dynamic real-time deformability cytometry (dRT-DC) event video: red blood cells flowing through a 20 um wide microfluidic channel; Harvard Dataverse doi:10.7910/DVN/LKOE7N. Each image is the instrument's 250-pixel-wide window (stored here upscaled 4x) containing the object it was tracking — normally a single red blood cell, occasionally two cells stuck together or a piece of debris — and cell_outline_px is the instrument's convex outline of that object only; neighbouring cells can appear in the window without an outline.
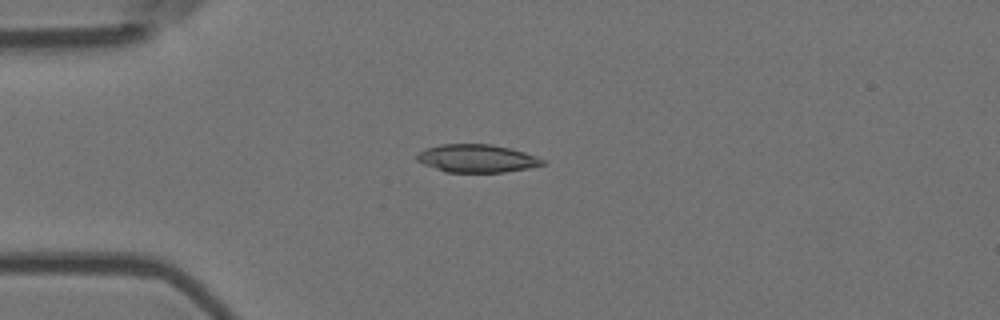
{"species": "Egyptian fruit bat (a non-hibernating species)", "species_latin": "Rousettus aegyptiacus", "temperature_condition": "room temperature", "stored_images_in_passage": 5, "camera_frame_rate_fps": 3000, "um_per_image_px": 0.085, "animal": {"sex": "female"}, "frame": {"image": 1, "passage_image": 2, "time_ms": 0.333, "image_size_px": [1000, 320], "cell_outline_px": [[548, 164], [528, 168], [504, 172], [444, 172], [424, 164], [416, 160], [416, 156], [424, 148], [440, 144], [492, 144], [512, 148], [536, 156], [544, 160]], "centroid_in_image_um": [40.54, 13.46], "position_along_channel_um": 44.5, "area_um2": 20.63}}
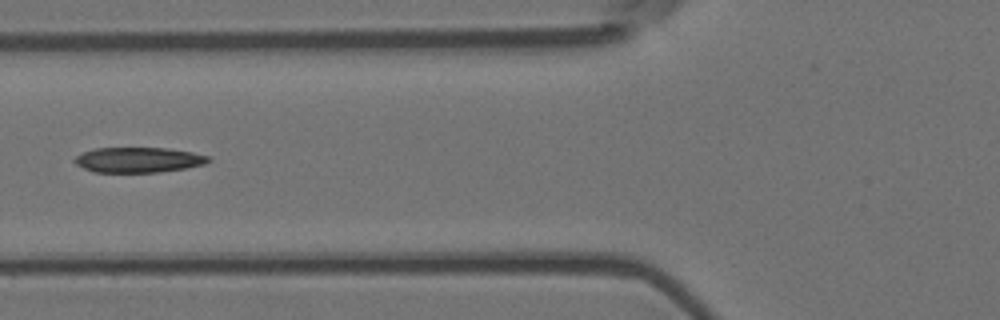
{"frame": {"image": 2, "passage_image": 4, "time_ms": 1.0, "image_size_px": [1000, 320], "cell_outline_px": [[212, 160], [204, 164], [184, 168], [160, 172], [92, 172], [76, 164], [72, 160], [76, 156], [84, 152], [96, 148], [168, 148], [192, 152], [212, 156]], "centroid_in_image_um": [11.79, 13.59], "position_along_channel_um": 114.0, "area_um2": 19.71}}
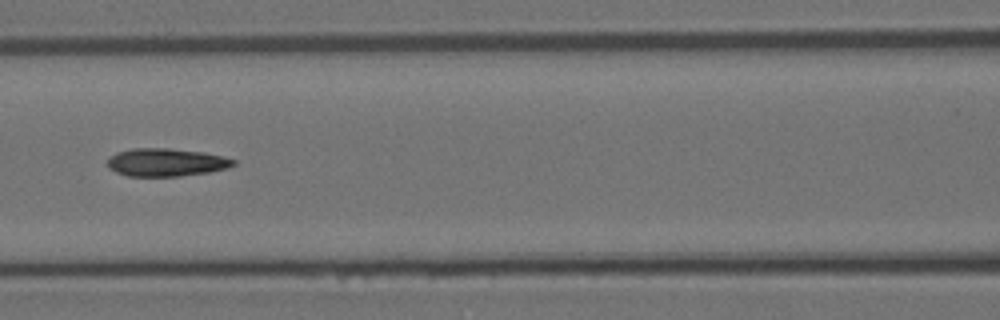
{"frame": {"image": 3, "passage_image": 5, "time_ms": 1.333, "image_size_px": [1000, 320], "cell_outline_px": [[236, 164], [228, 168], [208, 172], [180, 176], [128, 176], [116, 172], [108, 168], [108, 160], [116, 152], [132, 148], [168, 148], [204, 152], [224, 156], [236, 160]], "centroid_in_image_um": [14.14, 13.79], "position_along_channel_um": 152.5, "area_um2": 20.58}}